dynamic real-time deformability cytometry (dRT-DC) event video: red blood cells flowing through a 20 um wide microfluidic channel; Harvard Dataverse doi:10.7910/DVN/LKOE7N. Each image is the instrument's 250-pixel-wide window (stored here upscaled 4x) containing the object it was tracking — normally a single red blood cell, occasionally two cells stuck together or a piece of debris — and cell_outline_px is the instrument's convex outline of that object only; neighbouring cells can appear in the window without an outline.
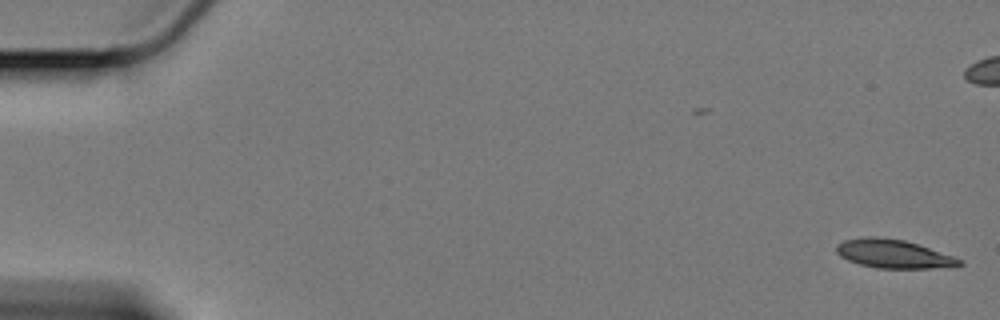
{"species": "Egyptian fruit bat (a non-hibernating species)", "species_latin": "Rousettus aegyptiacus", "temperature_condition": "cold", "stored_images_in_passage": 60, "camera_frame_rate_fps": 3000, "um_per_image_px": 0.085, "animal": {"sex": "female"}, "frame": {"image": 1, "passage_image": 1, "time_ms": 0.0, "image_size_px": [1000, 320], "cell_outline_px": [[964, 264], [928, 268], [876, 268], [860, 264], [848, 260], [840, 256], [836, 252], [836, 244], [844, 240], [872, 236], [876, 236], [904, 240], [952, 256], [960, 260]], "centroid_in_image_um": [75.85, 21.57], "position_along_channel_um": 9.1, "area_um2": 20.0}}
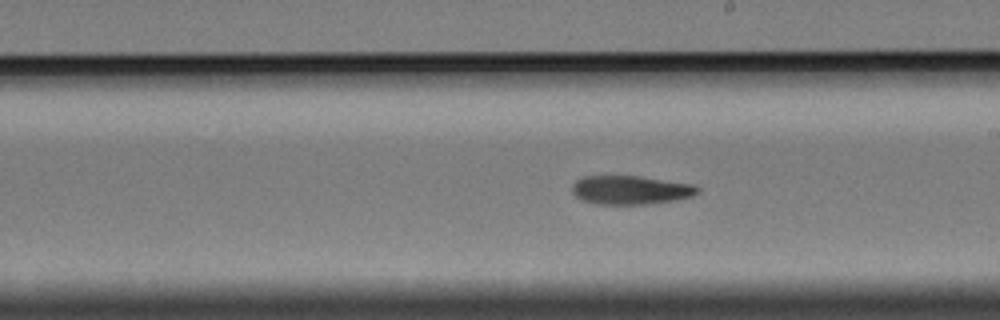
{"frame": {"image": 2, "passage_image": 34, "time_ms": 11.0, "image_size_px": [1000, 320], "cell_outline_px": [[700, 192], [692, 196], [676, 200], [648, 204], [596, 204], [584, 200], [576, 196], [572, 192], [572, 184], [576, 180], [584, 176], [640, 176], [692, 184], [700, 188]], "centroid_in_image_um": [53.61, 16.15], "position_along_channel_um": 235.4, "area_um2": 21.04}}
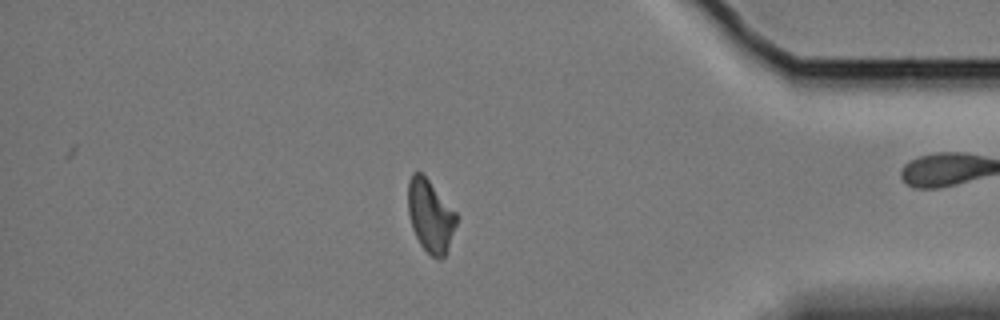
{"frame": {"image": 3, "passage_image": 51, "time_ms": 16.667, "image_size_px": [1000, 320], "cell_outline_px": [[456, 224], [444, 256], [440, 260], [436, 260], [420, 244], [412, 228], [408, 212], [408, 180], [412, 172], [420, 172], [428, 180], [456, 212]], "centroid_in_image_um": [36.55, 18.34], "position_along_channel_um": 398.6, "area_um2": 20.06}, "authors_computed_cell_mechanics": {"area_um2": 21.2415, "velocity_mm_per_s": 3.3903, "shape_relaxation_time_tau1_ms": 3.7305, "shape_relaxation_time_tau2_ms": null, "deformation_change_tau1": 0.1384, "deformation_change_tau2": null}}